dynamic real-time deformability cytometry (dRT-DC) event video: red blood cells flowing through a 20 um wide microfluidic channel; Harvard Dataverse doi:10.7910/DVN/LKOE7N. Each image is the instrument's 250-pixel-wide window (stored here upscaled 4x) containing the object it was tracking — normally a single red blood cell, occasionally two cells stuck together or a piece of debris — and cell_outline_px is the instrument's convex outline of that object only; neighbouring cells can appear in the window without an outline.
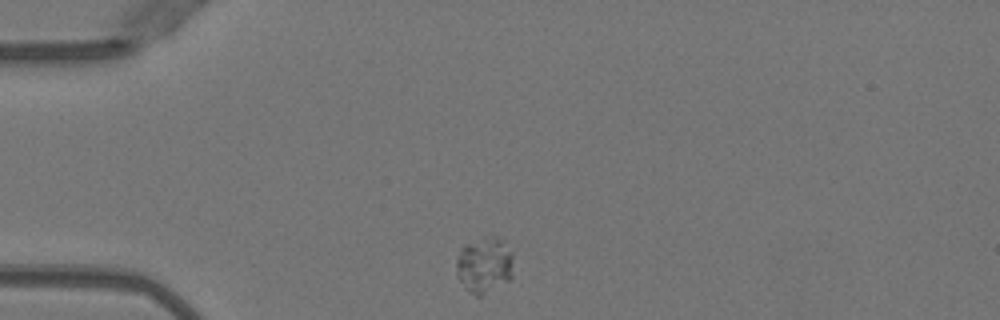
{"species": "Egyptian fruit bat (a non-hibernating species)", "species_latin": "Rousettus aegyptiacus", "temperature_condition": "warm", "stored_images_in_passage": 4, "camera_frame_rate_fps": 3000, "um_per_image_px": 0.085, "animal": {"sex": "female"}, "frame": {"image": 1, "passage_image": 1, "time_ms": 0.0, "image_size_px": [1000, 320], "cell_outline_px": [[512, 276], [508, 280], [480, 296], [476, 296], [468, 292], [464, 288], [456, 276], [456, 260], [460, 248], [468, 244], [484, 240], [500, 240], [512, 252]], "centroid_in_image_um": [41.12, 22.61], "position_along_channel_um": 43.9, "area_um2": 17.92}}